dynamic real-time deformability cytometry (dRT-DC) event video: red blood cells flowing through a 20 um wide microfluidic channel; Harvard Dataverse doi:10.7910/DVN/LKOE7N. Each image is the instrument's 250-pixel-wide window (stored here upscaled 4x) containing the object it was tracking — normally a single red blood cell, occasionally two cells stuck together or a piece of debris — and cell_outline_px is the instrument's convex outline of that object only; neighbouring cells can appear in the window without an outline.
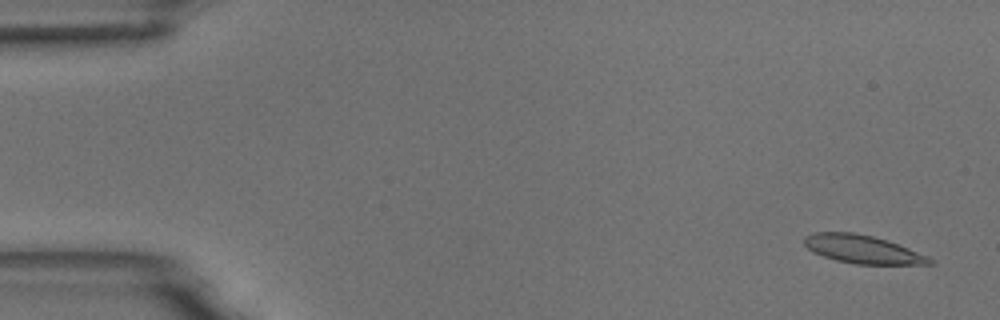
{"species": "common noctule bat (a hibernating species)", "species_latin": "Nyctalus noctula", "temperature_condition": "room temperature", "stored_images_in_passage": 55, "camera_frame_rate_fps": 3000, "um_per_image_px": 0.085, "animal": {"sex": "male", "body_mass_g": 18.8}, "frame": {"image": 1, "passage_image": 3, "time_ms": 0.667, "image_size_px": [1000, 320], "cell_outline_px": [[936, 264], [856, 264], [836, 260], [812, 252], [804, 244], [804, 236], [816, 232], [856, 232], [888, 240], [928, 256], [936, 260]], "centroid_in_image_um": [73.34, 21.19], "position_along_channel_um": 11.7, "area_um2": 20.69}}
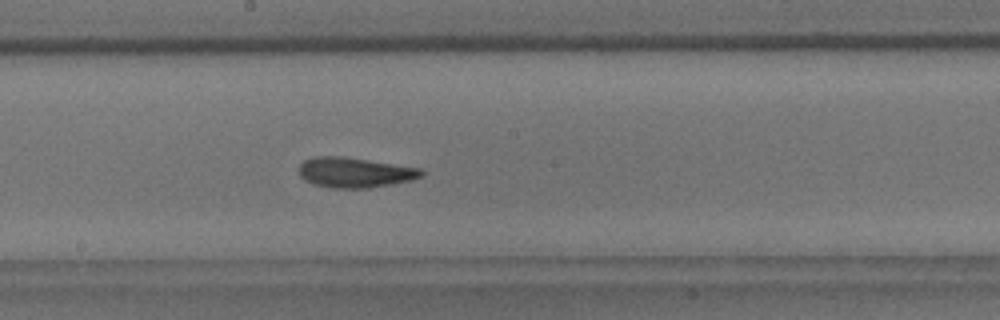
{"frame": {"image": 2, "passage_image": 30, "time_ms": 9.667, "image_size_px": [1000, 320], "cell_outline_px": [[424, 176], [412, 180], [392, 184], [368, 188], [332, 188], [312, 184], [304, 180], [300, 176], [300, 164], [304, 160], [312, 156], [344, 156], [424, 168]], "centroid_in_image_um": [30.19, 14.65], "position_along_channel_um": 218.0, "area_um2": 21.91}}
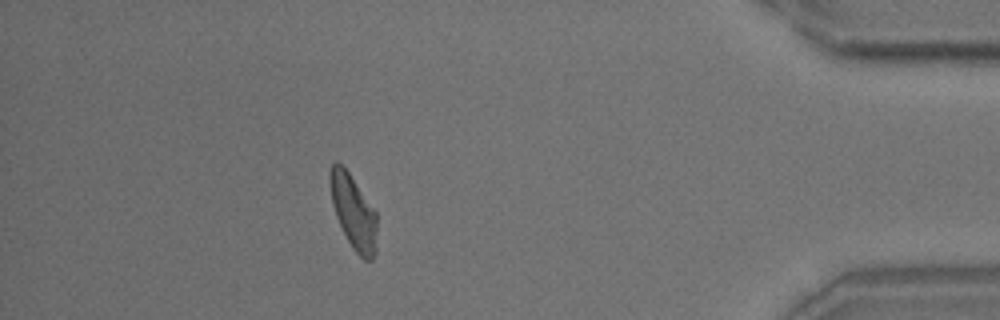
{"frame": {"image": 3, "passage_image": 49, "time_ms": 16.0, "image_size_px": [1000, 320], "cell_outline_px": [[376, 252], [372, 260], [364, 260], [352, 248], [336, 216], [332, 204], [328, 176], [328, 172], [332, 164], [336, 160], [348, 172], [376, 212]], "centroid_in_image_um": [30.02, 18.01], "position_along_channel_um": 405.2, "area_um2": 20.06}, "authors_computed_cell_mechanics": {"area_um2": 20.8658, "velocity_mm_per_s": 3.6985, "shape_relaxation_time_tau1_ms": 5.6464, "shape_relaxation_time_tau2_ms": 2.824, "deformation_change_tau1": 0.1643, "deformation_change_tau2": 0.1089}}